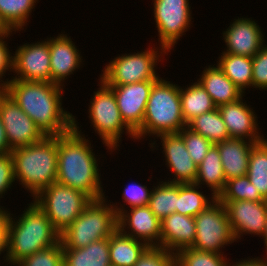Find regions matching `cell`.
<instances>
[{"label":"cell","instance_id":"obj_1","mask_svg":"<svg viewBox=\"0 0 267 266\" xmlns=\"http://www.w3.org/2000/svg\"><path fill=\"white\" fill-rule=\"evenodd\" d=\"M3 89L45 136H60L73 129L72 113L62 107L64 88L51 82L6 79Z\"/></svg>","mask_w":267,"mask_h":266},{"label":"cell","instance_id":"obj_2","mask_svg":"<svg viewBox=\"0 0 267 266\" xmlns=\"http://www.w3.org/2000/svg\"><path fill=\"white\" fill-rule=\"evenodd\" d=\"M73 116V129L57 136L56 182L87 194L92 200L105 197L101 181L99 162L91 146L79 129ZM98 162V163H97ZM102 186V187H101Z\"/></svg>","mask_w":267,"mask_h":266},{"label":"cell","instance_id":"obj_3","mask_svg":"<svg viewBox=\"0 0 267 266\" xmlns=\"http://www.w3.org/2000/svg\"><path fill=\"white\" fill-rule=\"evenodd\" d=\"M27 205L18 218L9 211L7 266H15L24 258L60 241V234L39 206L34 201Z\"/></svg>","mask_w":267,"mask_h":266},{"label":"cell","instance_id":"obj_4","mask_svg":"<svg viewBox=\"0 0 267 266\" xmlns=\"http://www.w3.org/2000/svg\"><path fill=\"white\" fill-rule=\"evenodd\" d=\"M15 180L36 197L56 182L57 136H45L40 142L19 147L10 152Z\"/></svg>","mask_w":267,"mask_h":266},{"label":"cell","instance_id":"obj_5","mask_svg":"<svg viewBox=\"0 0 267 266\" xmlns=\"http://www.w3.org/2000/svg\"><path fill=\"white\" fill-rule=\"evenodd\" d=\"M187 124L183 119L180 86L159 77L152 86L141 128L136 140L149 135L179 133Z\"/></svg>","mask_w":267,"mask_h":266},{"label":"cell","instance_id":"obj_6","mask_svg":"<svg viewBox=\"0 0 267 266\" xmlns=\"http://www.w3.org/2000/svg\"><path fill=\"white\" fill-rule=\"evenodd\" d=\"M117 229V214L104 197L92 200L60 234V241L63 248H84L94 241L109 238Z\"/></svg>","mask_w":267,"mask_h":266},{"label":"cell","instance_id":"obj_7","mask_svg":"<svg viewBox=\"0 0 267 266\" xmlns=\"http://www.w3.org/2000/svg\"><path fill=\"white\" fill-rule=\"evenodd\" d=\"M98 80L100 81L99 88L94 91L88 106V118L95 134L97 133L102 143L108 150L110 149L109 152H113L120 146L119 142L122 141V134L125 130L124 133L136 141L135 133L124 123L113 90L101 79Z\"/></svg>","mask_w":267,"mask_h":266},{"label":"cell","instance_id":"obj_8","mask_svg":"<svg viewBox=\"0 0 267 266\" xmlns=\"http://www.w3.org/2000/svg\"><path fill=\"white\" fill-rule=\"evenodd\" d=\"M161 50V51H159ZM168 52L159 47H149L144 51L122 54L104 66L100 78L107 86H119L148 80H157V64ZM156 67V68H155Z\"/></svg>","mask_w":267,"mask_h":266},{"label":"cell","instance_id":"obj_9","mask_svg":"<svg viewBox=\"0 0 267 266\" xmlns=\"http://www.w3.org/2000/svg\"><path fill=\"white\" fill-rule=\"evenodd\" d=\"M61 234L83 212L92 199L82 191L52 183L33 200Z\"/></svg>","mask_w":267,"mask_h":266},{"label":"cell","instance_id":"obj_10","mask_svg":"<svg viewBox=\"0 0 267 266\" xmlns=\"http://www.w3.org/2000/svg\"><path fill=\"white\" fill-rule=\"evenodd\" d=\"M196 236L192 248L224 254L221 250L236 242L225 206L216 198L195 217Z\"/></svg>","mask_w":267,"mask_h":266},{"label":"cell","instance_id":"obj_11","mask_svg":"<svg viewBox=\"0 0 267 266\" xmlns=\"http://www.w3.org/2000/svg\"><path fill=\"white\" fill-rule=\"evenodd\" d=\"M153 13L158 31V42L168 53L184 33L190 29L193 19L189 0H153Z\"/></svg>","mask_w":267,"mask_h":266},{"label":"cell","instance_id":"obj_12","mask_svg":"<svg viewBox=\"0 0 267 266\" xmlns=\"http://www.w3.org/2000/svg\"><path fill=\"white\" fill-rule=\"evenodd\" d=\"M0 118L5 128L10 152L40 142L45 137L35 122L3 89H0Z\"/></svg>","mask_w":267,"mask_h":266},{"label":"cell","instance_id":"obj_13","mask_svg":"<svg viewBox=\"0 0 267 266\" xmlns=\"http://www.w3.org/2000/svg\"><path fill=\"white\" fill-rule=\"evenodd\" d=\"M12 56V79L51 82L49 38L24 43Z\"/></svg>","mask_w":267,"mask_h":266},{"label":"cell","instance_id":"obj_14","mask_svg":"<svg viewBox=\"0 0 267 266\" xmlns=\"http://www.w3.org/2000/svg\"><path fill=\"white\" fill-rule=\"evenodd\" d=\"M155 81L109 86L113 90L124 123L134 133L142 126L146 104Z\"/></svg>","mask_w":267,"mask_h":266},{"label":"cell","instance_id":"obj_15","mask_svg":"<svg viewBox=\"0 0 267 266\" xmlns=\"http://www.w3.org/2000/svg\"><path fill=\"white\" fill-rule=\"evenodd\" d=\"M226 208L236 242L241 236L261 235L265 229L267 201H220ZM238 240V241H237Z\"/></svg>","mask_w":267,"mask_h":266},{"label":"cell","instance_id":"obj_16","mask_svg":"<svg viewBox=\"0 0 267 266\" xmlns=\"http://www.w3.org/2000/svg\"><path fill=\"white\" fill-rule=\"evenodd\" d=\"M117 224L123 234L144 242L148 247H160L161 221L148 205L123 210L117 216Z\"/></svg>","mask_w":267,"mask_h":266},{"label":"cell","instance_id":"obj_17","mask_svg":"<svg viewBox=\"0 0 267 266\" xmlns=\"http://www.w3.org/2000/svg\"><path fill=\"white\" fill-rule=\"evenodd\" d=\"M156 137L161 139L165 165L174 177L165 181L176 184H195L198 166L189 155L183 137L179 133L162 134Z\"/></svg>","mask_w":267,"mask_h":266},{"label":"cell","instance_id":"obj_18","mask_svg":"<svg viewBox=\"0 0 267 266\" xmlns=\"http://www.w3.org/2000/svg\"><path fill=\"white\" fill-rule=\"evenodd\" d=\"M225 30L222 38L227 48L223 53L253 57L266 45L263 30L252 17L235 18Z\"/></svg>","mask_w":267,"mask_h":266},{"label":"cell","instance_id":"obj_19","mask_svg":"<svg viewBox=\"0 0 267 266\" xmlns=\"http://www.w3.org/2000/svg\"><path fill=\"white\" fill-rule=\"evenodd\" d=\"M244 95L237 101L224 104L218 107L225 126L227 127L229 138L245 139L255 143L265 139L261 135L260 128L257 122L255 110L250 108L245 101ZM260 131V132H259Z\"/></svg>","mask_w":267,"mask_h":266},{"label":"cell","instance_id":"obj_20","mask_svg":"<svg viewBox=\"0 0 267 266\" xmlns=\"http://www.w3.org/2000/svg\"><path fill=\"white\" fill-rule=\"evenodd\" d=\"M64 33L49 38L51 83L63 87L65 80L82 67L83 62L80 50L71 37Z\"/></svg>","mask_w":267,"mask_h":266},{"label":"cell","instance_id":"obj_21","mask_svg":"<svg viewBox=\"0 0 267 266\" xmlns=\"http://www.w3.org/2000/svg\"><path fill=\"white\" fill-rule=\"evenodd\" d=\"M195 236L194 217L172 213L161 221L160 247L171 253L192 247Z\"/></svg>","mask_w":267,"mask_h":266},{"label":"cell","instance_id":"obj_22","mask_svg":"<svg viewBox=\"0 0 267 266\" xmlns=\"http://www.w3.org/2000/svg\"><path fill=\"white\" fill-rule=\"evenodd\" d=\"M255 142L229 138L215 144L218 147L226 180L247 175L249 157Z\"/></svg>","mask_w":267,"mask_h":266},{"label":"cell","instance_id":"obj_23","mask_svg":"<svg viewBox=\"0 0 267 266\" xmlns=\"http://www.w3.org/2000/svg\"><path fill=\"white\" fill-rule=\"evenodd\" d=\"M197 81L211 96L213 103L218 108L221 105L237 101L245 95L216 64L209 65L202 71Z\"/></svg>","mask_w":267,"mask_h":266},{"label":"cell","instance_id":"obj_24","mask_svg":"<svg viewBox=\"0 0 267 266\" xmlns=\"http://www.w3.org/2000/svg\"><path fill=\"white\" fill-rule=\"evenodd\" d=\"M64 266H111L109 238L94 241L84 248H63Z\"/></svg>","mask_w":267,"mask_h":266},{"label":"cell","instance_id":"obj_25","mask_svg":"<svg viewBox=\"0 0 267 266\" xmlns=\"http://www.w3.org/2000/svg\"><path fill=\"white\" fill-rule=\"evenodd\" d=\"M148 246L117 229L109 237L111 266H134Z\"/></svg>","mask_w":267,"mask_h":266},{"label":"cell","instance_id":"obj_26","mask_svg":"<svg viewBox=\"0 0 267 266\" xmlns=\"http://www.w3.org/2000/svg\"><path fill=\"white\" fill-rule=\"evenodd\" d=\"M195 184L202 187L207 185L211 195L218 197L226 184V178L221 163L220 152L216 145H213L208 151L203 161L198 165V173Z\"/></svg>","mask_w":267,"mask_h":266},{"label":"cell","instance_id":"obj_27","mask_svg":"<svg viewBox=\"0 0 267 266\" xmlns=\"http://www.w3.org/2000/svg\"><path fill=\"white\" fill-rule=\"evenodd\" d=\"M191 84L185 88L180 86L182 114L186 124L195 117L217 108L211 96L198 81Z\"/></svg>","mask_w":267,"mask_h":266},{"label":"cell","instance_id":"obj_28","mask_svg":"<svg viewBox=\"0 0 267 266\" xmlns=\"http://www.w3.org/2000/svg\"><path fill=\"white\" fill-rule=\"evenodd\" d=\"M36 2L38 0H0V31L10 30L15 34L27 27Z\"/></svg>","mask_w":267,"mask_h":266},{"label":"cell","instance_id":"obj_29","mask_svg":"<svg viewBox=\"0 0 267 266\" xmlns=\"http://www.w3.org/2000/svg\"><path fill=\"white\" fill-rule=\"evenodd\" d=\"M218 58L217 65L244 94L252 88V57L222 52Z\"/></svg>","mask_w":267,"mask_h":266},{"label":"cell","instance_id":"obj_30","mask_svg":"<svg viewBox=\"0 0 267 266\" xmlns=\"http://www.w3.org/2000/svg\"><path fill=\"white\" fill-rule=\"evenodd\" d=\"M187 127L201 134L214 145L229 139L227 127L218 108L195 117L187 124Z\"/></svg>","mask_w":267,"mask_h":266},{"label":"cell","instance_id":"obj_31","mask_svg":"<svg viewBox=\"0 0 267 266\" xmlns=\"http://www.w3.org/2000/svg\"><path fill=\"white\" fill-rule=\"evenodd\" d=\"M201 187L196 184H177L176 212L182 215L195 217L201 210L210 205L215 197L199 191ZM211 199V200H210Z\"/></svg>","mask_w":267,"mask_h":266},{"label":"cell","instance_id":"obj_32","mask_svg":"<svg viewBox=\"0 0 267 266\" xmlns=\"http://www.w3.org/2000/svg\"><path fill=\"white\" fill-rule=\"evenodd\" d=\"M246 176L262 198L267 200V138L252 147Z\"/></svg>","mask_w":267,"mask_h":266},{"label":"cell","instance_id":"obj_33","mask_svg":"<svg viewBox=\"0 0 267 266\" xmlns=\"http://www.w3.org/2000/svg\"><path fill=\"white\" fill-rule=\"evenodd\" d=\"M151 190L148 206L155 216L162 221L165 217L176 212L177 184L158 182Z\"/></svg>","mask_w":267,"mask_h":266},{"label":"cell","instance_id":"obj_34","mask_svg":"<svg viewBox=\"0 0 267 266\" xmlns=\"http://www.w3.org/2000/svg\"><path fill=\"white\" fill-rule=\"evenodd\" d=\"M217 199L219 201H267L253 187L247 176L226 180L225 188L218 195Z\"/></svg>","mask_w":267,"mask_h":266},{"label":"cell","instance_id":"obj_35","mask_svg":"<svg viewBox=\"0 0 267 266\" xmlns=\"http://www.w3.org/2000/svg\"><path fill=\"white\" fill-rule=\"evenodd\" d=\"M229 264V258L227 259L224 254L199 251L192 247L181 249L175 254V266H229Z\"/></svg>","mask_w":267,"mask_h":266},{"label":"cell","instance_id":"obj_36","mask_svg":"<svg viewBox=\"0 0 267 266\" xmlns=\"http://www.w3.org/2000/svg\"><path fill=\"white\" fill-rule=\"evenodd\" d=\"M15 266H64L63 245L59 241L49 248L24 258Z\"/></svg>","mask_w":267,"mask_h":266},{"label":"cell","instance_id":"obj_37","mask_svg":"<svg viewBox=\"0 0 267 266\" xmlns=\"http://www.w3.org/2000/svg\"><path fill=\"white\" fill-rule=\"evenodd\" d=\"M179 134L183 137L189 155L198 166L214 144L201 134L193 132L187 126L184 127Z\"/></svg>","mask_w":267,"mask_h":266},{"label":"cell","instance_id":"obj_38","mask_svg":"<svg viewBox=\"0 0 267 266\" xmlns=\"http://www.w3.org/2000/svg\"><path fill=\"white\" fill-rule=\"evenodd\" d=\"M151 190L152 189L151 188L148 189L146 185H142L141 183L139 184L138 182L137 183L132 182L131 184H128L122 192V199L124 200V204L118 206L117 202L114 204L112 202L111 206L114 208L118 216L123 210H125V208H133V207L148 205ZM125 203L129 205V207H124L126 206Z\"/></svg>","mask_w":267,"mask_h":266},{"label":"cell","instance_id":"obj_39","mask_svg":"<svg viewBox=\"0 0 267 266\" xmlns=\"http://www.w3.org/2000/svg\"><path fill=\"white\" fill-rule=\"evenodd\" d=\"M134 266H175V254L162 247H148Z\"/></svg>","mask_w":267,"mask_h":266},{"label":"cell","instance_id":"obj_40","mask_svg":"<svg viewBox=\"0 0 267 266\" xmlns=\"http://www.w3.org/2000/svg\"><path fill=\"white\" fill-rule=\"evenodd\" d=\"M252 87L267 90V45L252 57Z\"/></svg>","mask_w":267,"mask_h":266},{"label":"cell","instance_id":"obj_41","mask_svg":"<svg viewBox=\"0 0 267 266\" xmlns=\"http://www.w3.org/2000/svg\"><path fill=\"white\" fill-rule=\"evenodd\" d=\"M13 31L3 30L0 31V89H4L8 81H4L3 77H6V71H12V54L6 43L7 38H10ZM2 79V80H1Z\"/></svg>","mask_w":267,"mask_h":266},{"label":"cell","instance_id":"obj_42","mask_svg":"<svg viewBox=\"0 0 267 266\" xmlns=\"http://www.w3.org/2000/svg\"><path fill=\"white\" fill-rule=\"evenodd\" d=\"M14 166L10 153L0 155V198H4L5 193L11 189L14 183ZM1 200V199H0Z\"/></svg>","mask_w":267,"mask_h":266},{"label":"cell","instance_id":"obj_43","mask_svg":"<svg viewBox=\"0 0 267 266\" xmlns=\"http://www.w3.org/2000/svg\"><path fill=\"white\" fill-rule=\"evenodd\" d=\"M8 226H9V211L6 210L1 216H0V255L5 253L3 255L2 265L7 266V243H8ZM6 251V252H5Z\"/></svg>","mask_w":267,"mask_h":266},{"label":"cell","instance_id":"obj_44","mask_svg":"<svg viewBox=\"0 0 267 266\" xmlns=\"http://www.w3.org/2000/svg\"><path fill=\"white\" fill-rule=\"evenodd\" d=\"M248 258V259H247ZM238 260V262H231L229 266H267V258L266 257H256V258H249Z\"/></svg>","mask_w":267,"mask_h":266},{"label":"cell","instance_id":"obj_45","mask_svg":"<svg viewBox=\"0 0 267 266\" xmlns=\"http://www.w3.org/2000/svg\"><path fill=\"white\" fill-rule=\"evenodd\" d=\"M10 153L5 128L0 118V155Z\"/></svg>","mask_w":267,"mask_h":266},{"label":"cell","instance_id":"obj_46","mask_svg":"<svg viewBox=\"0 0 267 266\" xmlns=\"http://www.w3.org/2000/svg\"><path fill=\"white\" fill-rule=\"evenodd\" d=\"M266 225H265V229H264V232L263 234L261 235L262 236V239H263V242H264V247H265V251H266V257H267V214H266V221H265Z\"/></svg>","mask_w":267,"mask_h":266},{"label":"cell","instance_id":"obj_47","mask_svg":"<svg viewBox=\"0 0 267 266\" xmlns=\"http://www.w3.org/2000/svg\"><path fill=\"white\" fill-rule=\"evenodd\" d=\"M5 207L0 205V216L7 210Z\"/></svg>","mask_w":267,"mask_h":266}]
</instances>
